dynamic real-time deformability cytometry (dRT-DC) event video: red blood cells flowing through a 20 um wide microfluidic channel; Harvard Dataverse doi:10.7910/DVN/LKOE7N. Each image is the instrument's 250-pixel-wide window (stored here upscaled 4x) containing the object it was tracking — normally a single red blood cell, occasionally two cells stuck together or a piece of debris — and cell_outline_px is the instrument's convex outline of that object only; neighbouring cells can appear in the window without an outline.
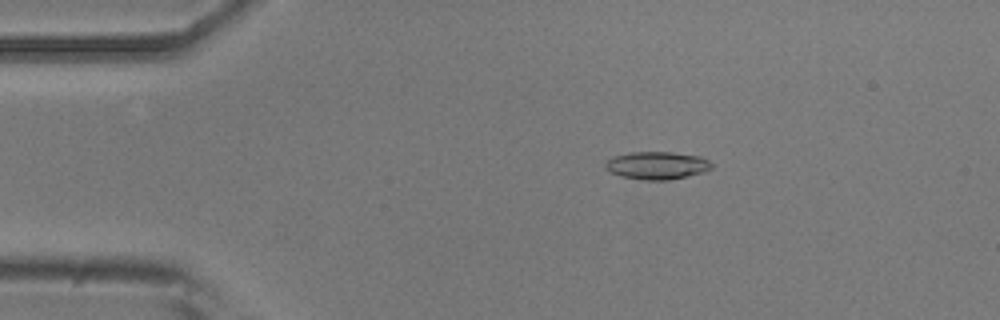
{"species": "common noctule bat (a hibernating species)", "species_latin": "Nyctalus noctula", "temperature_condition": "room temperature", "stored_images_in_passage": 51, "camera_frame_rate_fps": 3000, "um_per_image_px": 0.085, "animal": {"sex": "male", "body_mass_g": 20.5, "forearm_length_mm": 52.5}, "frame": {"image": 1, "passage_image": 9, "time_ms": 2.667, "image_size_px": [1000, 320], "cell_outline_px": [[712, 168], [704, 172], [688, 176], [668, 180], [644, 180], [620, 176], [608, 172], [604, 168], [604, 164], [612, 156], [632, 152], [672, 152], [700, 156], [708, 160], [712, 164]], "centroid_in_image_um": [55.81, 14.06], "position_along_channel_um": 29.2, "area_um2": 17.34}}
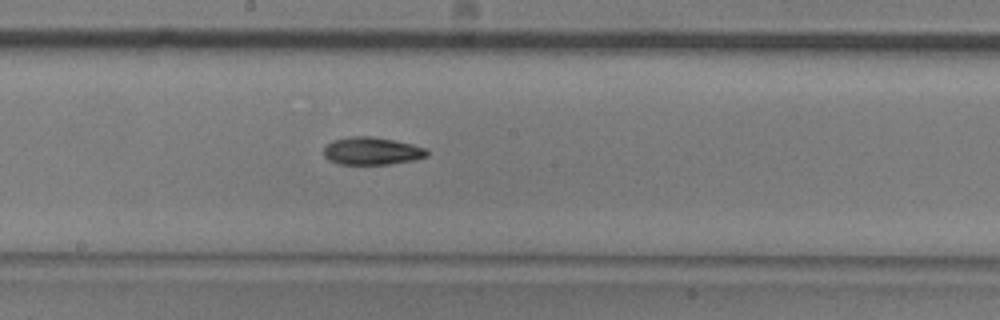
{"frame": {"image": 2, "passage_image": 27, "time_ms": 8.667, "image_size_px": [1000, 320], "cell_outline_px": [[428, 156], [412, 160], [388, 164], [340, 164], [328, 160], [324, 156], [324, 148], [332, 140], [352, 136], [372, 136], [412, 144], [428, 148]], "centroid_in_image_um": [31.61, 12.83], "position_along_channel_um": 216.6, "area_um2": 16.59}}
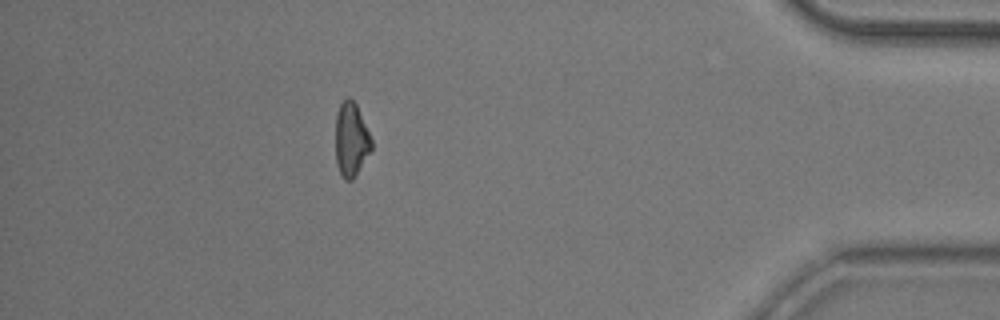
{"frame": {"image": 3, "passage_image": 45, "time_ms": 14.667, "image_size_px": [1000, 320], "cell_outline_px": [[372, 148], [352, 180], [344, 180], [340, 176], [336, 164], [336, 112], [340, 104], [348, 96], [356, 104], [372, 140]], "centroid_in_image_um": [29.82, 11.87], "position_along_channel_um": 405.4, "area_um2": 15.37}}